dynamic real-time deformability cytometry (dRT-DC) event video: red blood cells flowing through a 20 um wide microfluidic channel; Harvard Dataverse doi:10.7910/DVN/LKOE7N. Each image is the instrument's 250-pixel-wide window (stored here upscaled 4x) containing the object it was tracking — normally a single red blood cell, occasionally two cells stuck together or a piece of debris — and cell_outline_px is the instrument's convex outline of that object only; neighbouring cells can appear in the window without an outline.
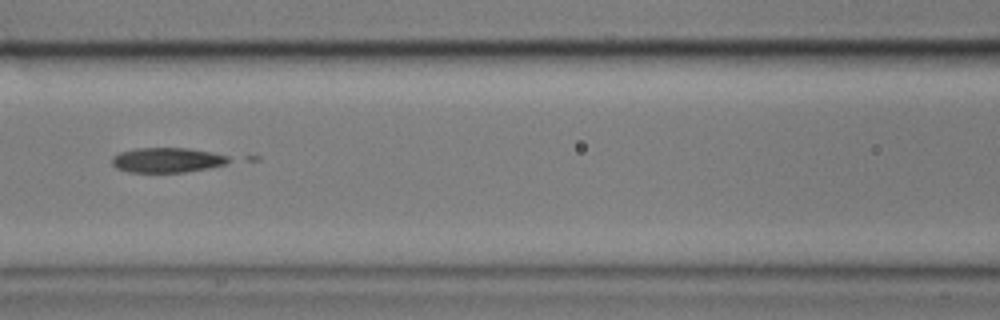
{"species": "common noctule bat (a hibernating species)", "species_latin": "Nyctalus noctula", "temperature_condition": "cold", "stored_images_in_passage": 10, "camera_frame_rate_fps": 3000, "um_per_image_px": 0.085, "animal": {"sex": "male", "body_mass_g": 17.9}, "frame": {"image": 1, "passage_image": 7, "time_ms": 2.0, "image_size_px": [1000, 320], "cell_outline_px": [[232, 160], [224, 164], [208, 168], [184, 172], [128, 172], [116, 168], [112, 164], [112, 156], [120, 152], [136, 148], [188, 148], [212, 152], [228, 156]], "centroid_in_image_um": [14.19, 13.6], "position_along_channel_um": 152.4, "area_um2": 16.94}}
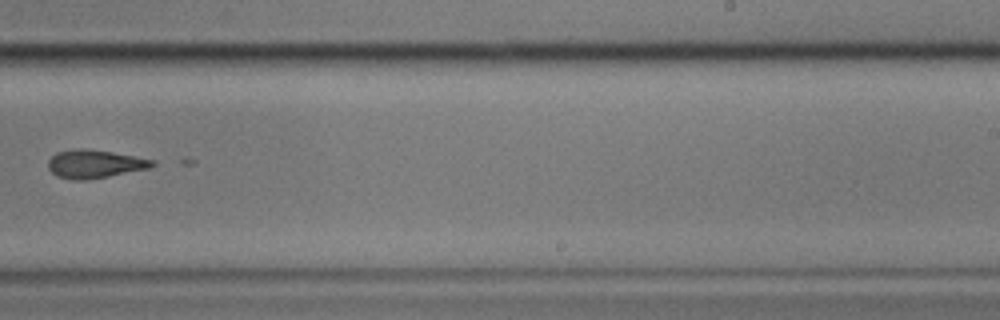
{"frame": {"image": 2, "passage_image": 10, "time_ms": 3.0, "image_size_px": [1000, 320], "cell_outline_px": [[156, 164], [152, 168], [88, 180], [76, 180], [56, 176], [48, 168], [48, 160], [56, 152], [72, 148], [88, 148], [136, 156], [156, 160]], "centroid_in_image_um": [8.08, 13.92], "position_along_channel_um": 280.9, "area_um2": 17.51}}